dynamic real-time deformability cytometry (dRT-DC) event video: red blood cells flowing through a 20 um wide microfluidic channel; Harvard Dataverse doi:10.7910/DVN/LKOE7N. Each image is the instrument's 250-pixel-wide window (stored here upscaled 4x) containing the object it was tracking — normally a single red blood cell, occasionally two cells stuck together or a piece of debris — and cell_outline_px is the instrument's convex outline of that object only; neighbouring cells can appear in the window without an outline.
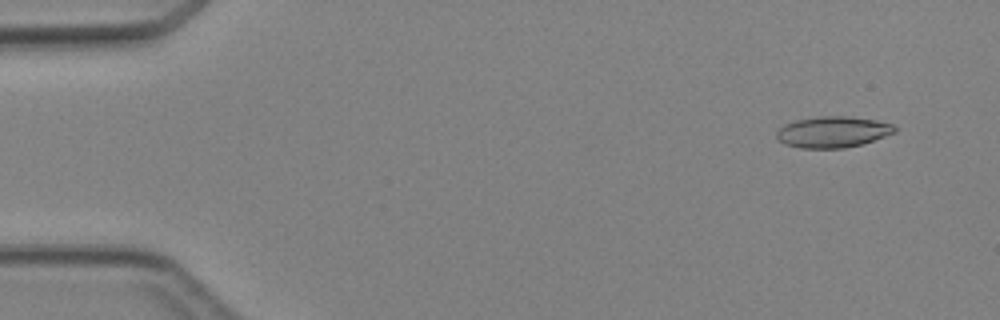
{"species": "Egyptian fruit bat (a non-hibernating species)", "species_latin": "Rousettus aegyptiacus", "temperature_condition": "cold", "stored_images_in_passage": 6, "camera_frame_rate_fps": 3000, "um_per_image_px": 0.085, "animal": {"sex": "female"}, "frame": {"image": 1, "passage_image": 2, "time_ms": 1.0, "image_size_px": [1000, 320], "cell_outline_px": [[896, 132], [860, 144], [844, 148], [800, 148], [784, 144], [776, 136], [776, 132], [784, 124], [796, 120], [820, 116], [844, 116], [876, 120], [892, 124], [896, 128]], "centroid_in_image_um": [70.76, 11.21], "position_along_channel_um": 14.2, "area_um2": 21.21}}
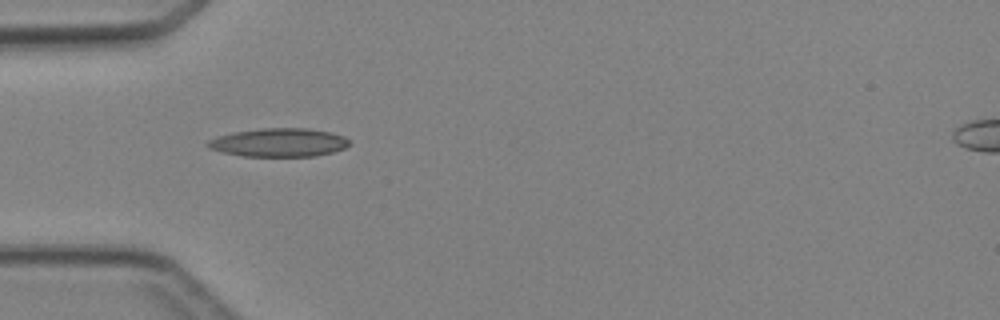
{"frame": {"image": 2, "passage_image": 5, "time_ms": 4.667, "image_size_px": [1000, 320], "cell_outline_px": [[348, 144], [344, 148], [332, 152], [316, 156], [240, 156], [208, 148], [204, 144], [208, 140], [216, 136], [232, 132], [260, 128], [308, 128], [332, 132], [344, 136], [348, 140]], "centroid_in_image_um": [23.66, 12.1], "position_along_channel_um": 61.3, "area_um2": 23.64}}
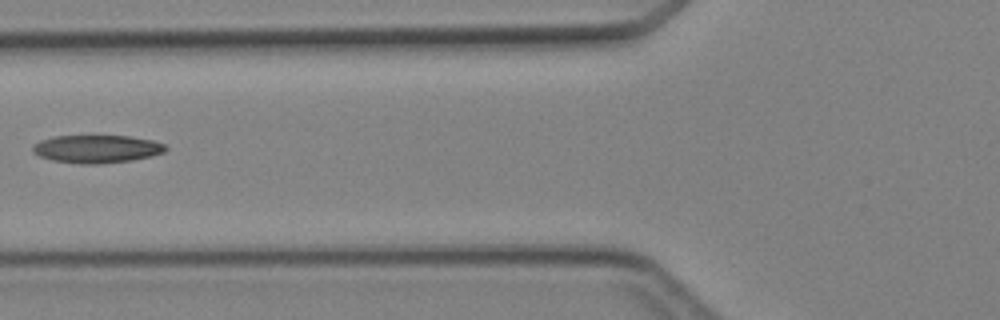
{"frame": {"image": 3, "passage_image": 6, "time_ms": 6.0, "image_size_px": [1000, 320], "cell_outline_px": [[168, 148], [164, 152], [152, 156], [132, 160], [96, 164], [80, 164], [52, 160], [40, 156], [32, 152], [32, 144], [40, 140], [52, 136], [128, 136], [152, 140], [164, 144]], "centroid_in_image_um": [8.2, 12.66], "position_along_channel_um": 117.6, "area_um2": 21.68}}